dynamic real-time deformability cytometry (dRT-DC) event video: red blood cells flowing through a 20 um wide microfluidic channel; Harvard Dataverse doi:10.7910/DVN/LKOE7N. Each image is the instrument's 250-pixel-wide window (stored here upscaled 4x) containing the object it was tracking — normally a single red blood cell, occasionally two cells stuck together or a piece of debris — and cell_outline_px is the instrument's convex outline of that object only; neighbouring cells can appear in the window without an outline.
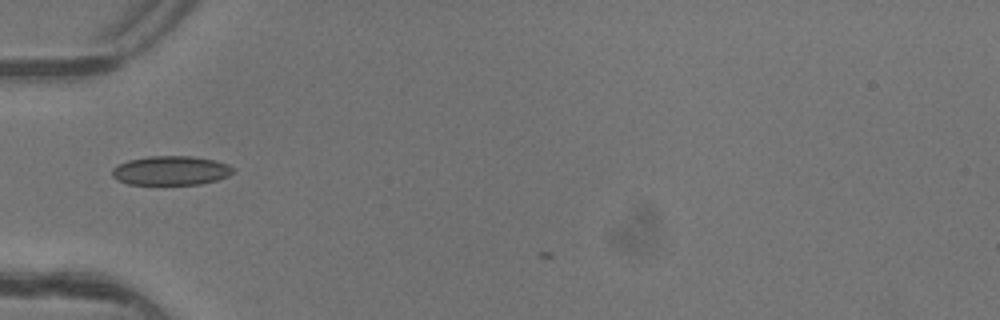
{"species": "common noctule bat (a hibernating species)", "species_latin": "Nyctalus noctula", "temperature_condition": "warm", "stored_images_in_passage": 1, "camera_frame_rate_fps": 3000, "um_per_image_px": 0.085, "animal": {"sex": "female"}, "frame": {"image": 1, "passage_image": 1, "time_ms": 0.0, "image_size_px": [1000, 320], "cell_outline_px": [[236, 168], [228, 176], [216, 180], [200, 184], [128, 184], [116, 180], [112, 176], [112, 168], [128, 160], [148, 156], [192, 156], [216, 160], [228, 164]], "centroid_in_image_um": [14.53, 14.49], "position_along_channel_um": 70.5, "area_um2": 20.63}}